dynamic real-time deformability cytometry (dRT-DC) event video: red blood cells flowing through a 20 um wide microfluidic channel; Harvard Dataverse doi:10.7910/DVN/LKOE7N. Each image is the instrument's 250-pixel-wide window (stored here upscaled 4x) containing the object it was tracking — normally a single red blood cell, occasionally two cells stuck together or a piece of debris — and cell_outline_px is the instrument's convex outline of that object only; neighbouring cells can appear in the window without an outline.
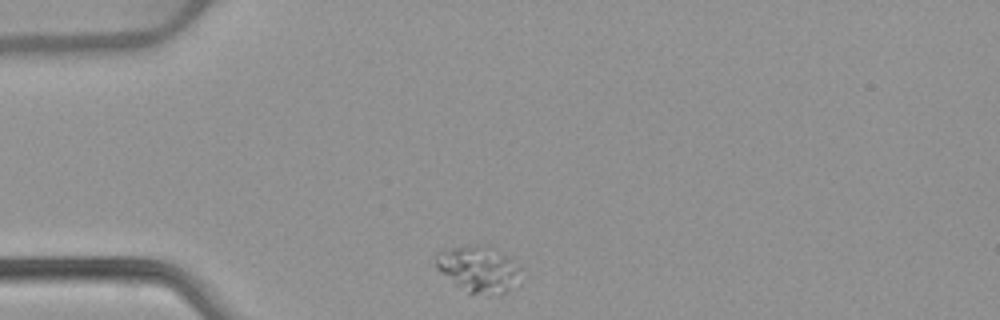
{"species": "common noctule bat (a hibernating species)", "species_latin": "Nyctalus noctula", "temperature_condition": "warm", "stored_images_in_passage": 34, "camera_frame_rate_fps": 3000, "um_per_image_px": 0.085, "animal": {"sex": "female", "body_mass_g": 22.7, "forearm_length_mm": 54.2}, "frame": {"image": 1, "passage_image": 1, "time_ms": 0.0, "image_size_px": [1000, 320], "cell_outline_px": [[520, 264], [504, 292], [500, 296], [468, 292], [452, 284], [436, 268], [436, 252], [452, 248], [476, 244], [488, 244]], "centroid_in_image_um": [40.55, 22.83], "position_along_channel_um": 44.4, "area_um2": 22.37}}
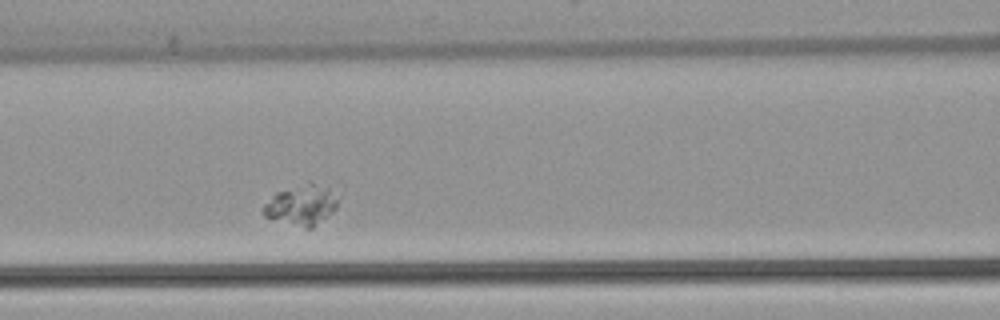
{"frame": {"image": 2, "passage_image": 11, "time_ms": 3.333, "image_size_px": [1000, 320], "cell_outline_px": [[336, 208], [332, 212], [312, 228], [304, 228], [264, 216], [260, 212], [260, 208], [276, 192], [308, 180], [312, 180], [328, 188], [336, 200]], "centroid_in_image_um": [25.56, 17.39], "position_along_channel_um": 141.0, "area_um2": 17.57}}
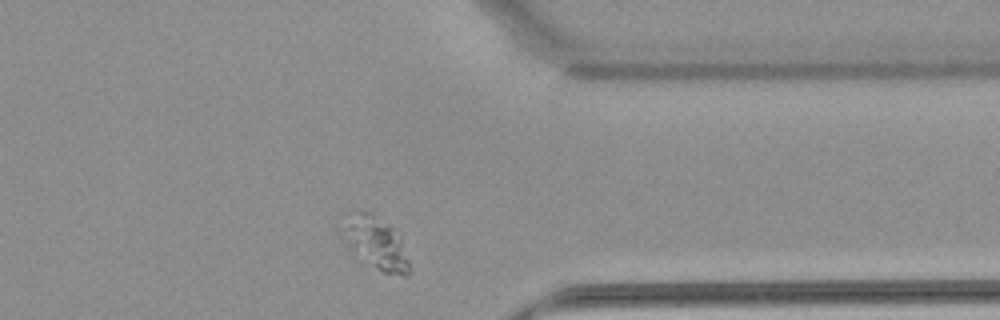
{"frame": {"image": 3, "passage_image": 31, "time_ms": 10.0, "image_size_px": [1000, 320], "cell_outline_px": [[412, 268], [408, 276], [404, 276], [380, 272], [352, 256], [348, 248], [340, 228], [340, 212], [360, 208], [364, 208], [372, 212], [396, 228], [400, 232]], "centroid_in_image_um": [31.86, 20.57], "position_along_channel_um": 379.5, "area_um2": 22.83}}